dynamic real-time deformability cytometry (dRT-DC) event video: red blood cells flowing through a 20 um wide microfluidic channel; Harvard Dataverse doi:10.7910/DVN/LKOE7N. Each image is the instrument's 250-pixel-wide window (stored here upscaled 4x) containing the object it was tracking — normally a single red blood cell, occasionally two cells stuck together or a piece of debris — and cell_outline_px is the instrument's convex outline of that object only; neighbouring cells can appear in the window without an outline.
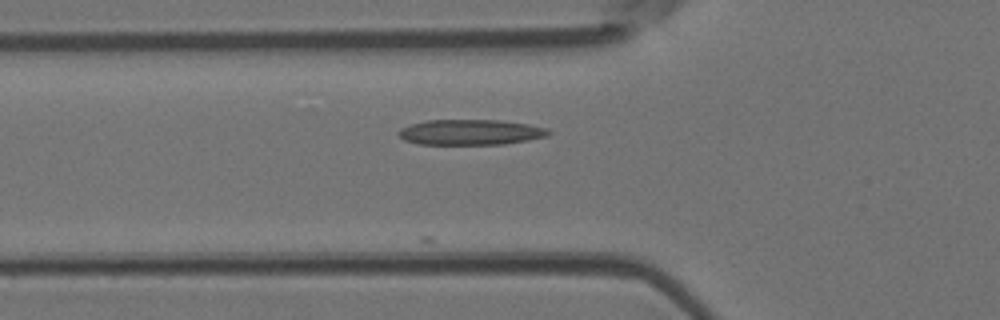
{"species": "Egyptian fruit bat (a non-hibernating species)", "species_latin": "Rousettus aegyptiacus", "temperature_condition": "room temperature", "stored_images_in_passage": 4, "camera_frame_rate_fps": 3000, "um_per_image_px": 0.085, "animal": {"sex": "female"}, "frame": {"image": 1, "passage_image": 4, "time_ms": 1.0, "image_size_px": [1000, 320], "cell_outline_px": [[552, 132], [548, 136], [528, 140], [504, 144], [420, 144], [404, 140], [400, 136], [400, 128], [412, 124], [428, 120], [500, 120], [528, 124], [548, 128]], "centroid_in_image_um": [40.05, 11.23], "position_along_channel_um": 85.7, "area_um2": 22.14}}